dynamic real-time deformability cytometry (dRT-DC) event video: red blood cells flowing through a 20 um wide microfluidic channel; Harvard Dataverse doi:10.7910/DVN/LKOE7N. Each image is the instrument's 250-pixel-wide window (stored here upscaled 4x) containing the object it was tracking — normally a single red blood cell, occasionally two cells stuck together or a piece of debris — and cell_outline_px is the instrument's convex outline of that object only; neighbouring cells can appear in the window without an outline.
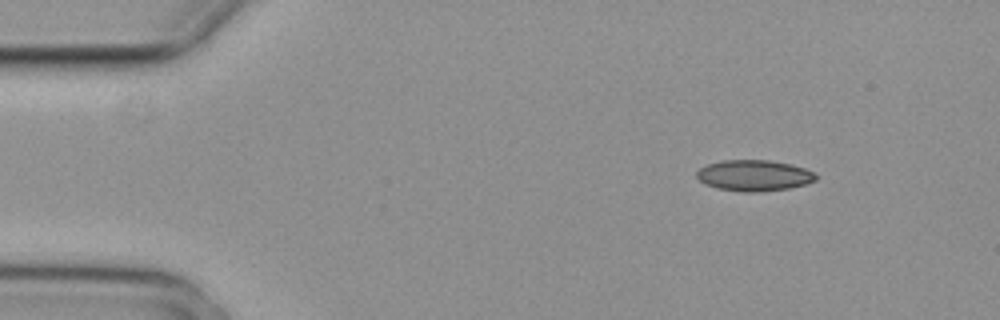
{"species": "common noctule bat (a hibernating species)", "species_latin": "Nyctalus noctula", "temperature_condition": "cold", "stored_images_in_passage": 3, "camera_frame_rate_fps": 3000, "um_per_image_px": 0.085, "animal": {"sex": "female", "body_mass_g": 29.2, "forearm_length_mm": 56.3}, "frame": {"image": 1, "passage_image": 1, "time_ms": 0.0, "image_size_px": [1000, 320], "cell_outline_px": [[816, 180], [804, 184], [788, 188], [756, 192], [744, 192], [716, 188], [704, 184], [696, 176], [696, 172], [700, 168], [708, 164], [720, 160], [768, 160], [792, 164], [804, 168], [812, 172], [816, 176]], "centroid_in_image_um": [64.05, 14.91], "position_along_channel_um": 20.9, "area_um2": 21.44}}